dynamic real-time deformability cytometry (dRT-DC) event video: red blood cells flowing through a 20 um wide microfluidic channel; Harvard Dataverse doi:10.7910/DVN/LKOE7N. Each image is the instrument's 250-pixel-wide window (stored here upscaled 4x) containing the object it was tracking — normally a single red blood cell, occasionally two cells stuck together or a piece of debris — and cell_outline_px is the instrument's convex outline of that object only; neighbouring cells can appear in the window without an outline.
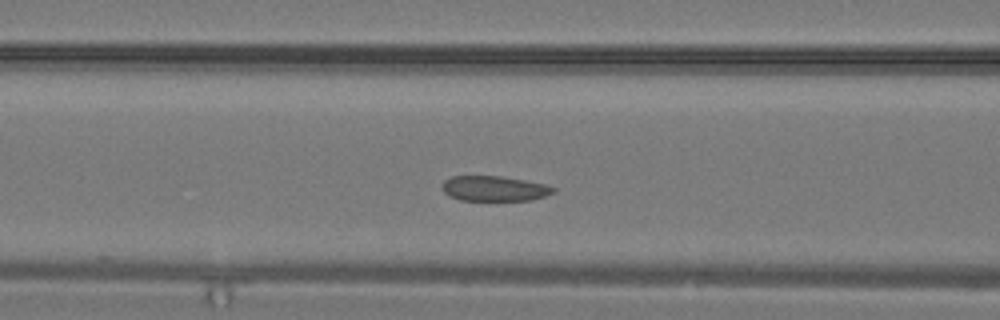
{"species": "common noctule bat (a hibernating species)", "species_latin": "Nyctalus noctula", "temperature_condition": "warm", "stored_images_in_passage": 28, "camera_frame_rate_fps": 3000, "um_per_image_px": 0.085, "animal": {"sex": "male", "body_mass_g": 19.2, "forearm_length_mm": 51.8}, "frame": {"image": 1, "passage_image": 9, "time_ms": 2.667, "image_size_px": [1000, 320], "cell_outline_px": [[556, 192], [532, 200], [460, 200], [444, 192], [440, 184], [444, 180], [452, 176], [500, 176], [524, 180], [544, 184], [556, 188]], "centroid_in_image_um": [42.01, 16.02], "position_along_channel_um": 124.6, "area_um2": 16.24}}
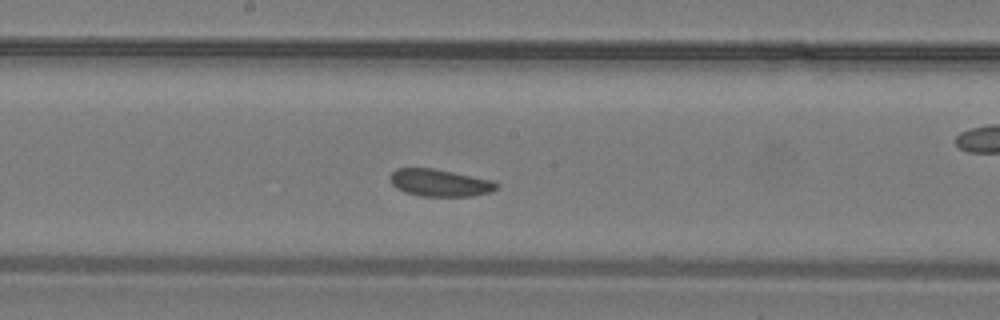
{"frame": {"image": 2, "passage_image": 13, "time_ms": 4.0, "image_size_px": [1000, 320], "cell_outline_px": [[500, 188], [492, 192], [472, 196], [420, 196], [404, 192], [396, 188], [392, 184], [388, 176], [396, 168], [432, 168], [496, 180], [500, 184]], "centroid_in_image_um": [37.44, 15.54], "position_along_channel_um": 210.8, "area_um2": 17.28}}